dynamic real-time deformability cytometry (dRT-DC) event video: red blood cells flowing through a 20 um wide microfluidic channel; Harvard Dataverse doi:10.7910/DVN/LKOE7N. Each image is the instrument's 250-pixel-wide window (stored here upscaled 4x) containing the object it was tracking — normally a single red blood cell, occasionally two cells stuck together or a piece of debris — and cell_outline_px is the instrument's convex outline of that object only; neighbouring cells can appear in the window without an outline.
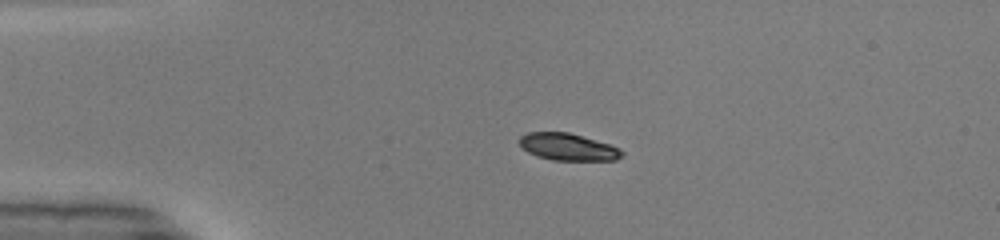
{"species": "common noctule bat (a hibernating species)", "species_latin": "Nyctalus noctula", "temperature_condition": "warm", "stored_images_in_passage": 49, "camera_frame_rate_fps": 3000, "um_per_image_px": 0.085, "animal": {"sex": "male", "body_mass_g": 19.0, "forearm_length_mm": 50.8}, "frame": {"image": 1, "passage_image": 11, "time_ms": 3.333, "image_size_px": [1000, 240], "cell_outline_px": [[624, 156], [616, 160], [552, 160], [536, 156], [528, 152], [520, 144], [520, 136], [528, 132], [568, 132], [608, 144], [620, 148], [624, 152]], "centroid_in_image_um": [48.29, 12.5], "position_along_channel_um": 36.7, "area_um2": 16.07}}
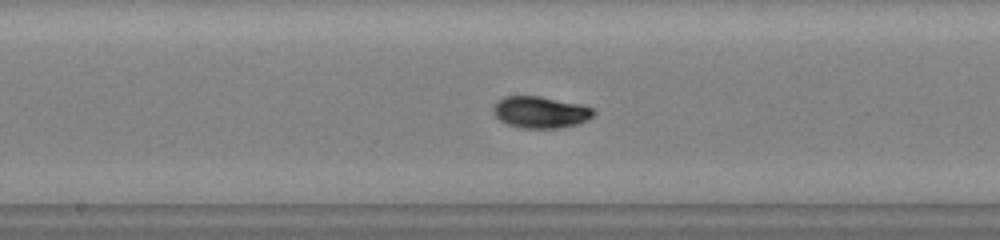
{"frame": {"image": 2, "passage_image": 26, "time_ms": 8.333, "image_size_px": [1000, 240], "cell_outline_px": [[596, 112], [588, 120], [576, 124], [560, 128], [524, 128], [508, 124], [500, 120], [492, 112], [492, 108], [500, 100], [508, 96], [540, 96], [580, 104], [592, 108]], "centroid_in_image_um": [45.96, 9.54], "position_along_channel_um": 202.2, "area_um2": 18.32}}
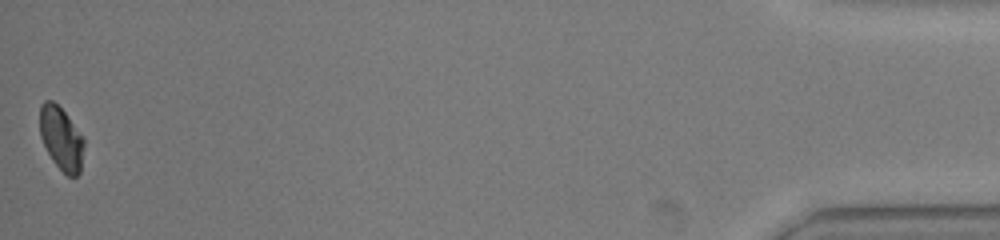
{"frame": {"image": 3, "passage_image": 49, "time_ms": 16.0, "image_size_px": [1000, 240], "cell_outline_px": [[84, 144], [80, 172], [76, 176], [68, 176], [52, 160], [40, 136], [40, 104], [44, 100], [52, 100], [64, 112], [84, 136]], "centroid_in_image_um": [5.21, 11.75], "position_along_channel_um": 430.0, "area_um2": 16.18}, "authors_computed_cell_mechanics": {"area_um2": 17.1088, "velocity_mm_per_s": 4.1462, "shape_relaxation_time_tau1_ms": 2.2747, "shape_relaxation_time_tau2_ms": 1.0641, "deformation_change_tau1": 0.1482, "deformation_change_tau2": 0.0285}}